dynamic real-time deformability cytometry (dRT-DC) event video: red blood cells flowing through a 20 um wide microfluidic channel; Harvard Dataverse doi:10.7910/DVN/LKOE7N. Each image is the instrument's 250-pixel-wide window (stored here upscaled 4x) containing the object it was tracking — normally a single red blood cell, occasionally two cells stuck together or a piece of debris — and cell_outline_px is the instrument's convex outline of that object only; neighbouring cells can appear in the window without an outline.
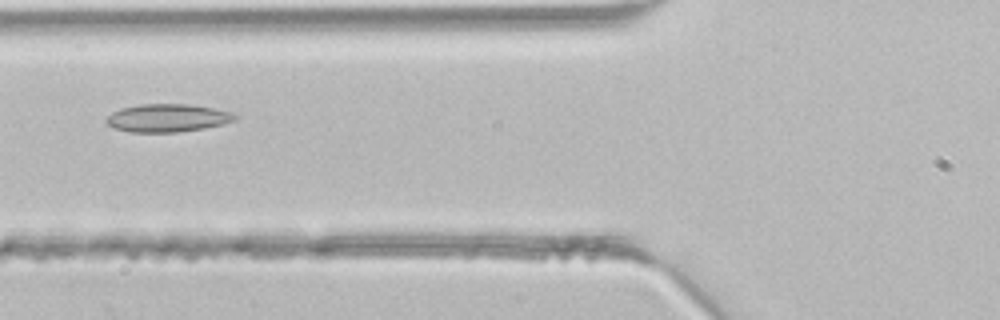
{"species": "common noctule bat (a hibernating species)", "species_latin": "Nyctalus noctula", "temperature_condition": "room temperature", "stored_images_in_passage": 7, "camera_frame_rate_fps": 3000, "um_per_image_px": 0.085, "animal": {"sex": "male", "body_mass_g": 21.5, "forearm_length_mm": 52.0}, "frame": {"image": 1, "passage_image": 6, "time_ms": 1.667, "image_size_px": [1000, 320], "cell_outline_px": [[240, 116], [236, 120], [204, 128], [180, 132], [128, 132], [116, 128], [108, 124], [104, 120], [112, 112], [120, 108], [140, 104], [188, 104], [212, 108], [232, 112]], "centroid_in_image_um": [14.24, 10.02], "position_along_channel_um": 111.6, "area_um2": 20.98}}
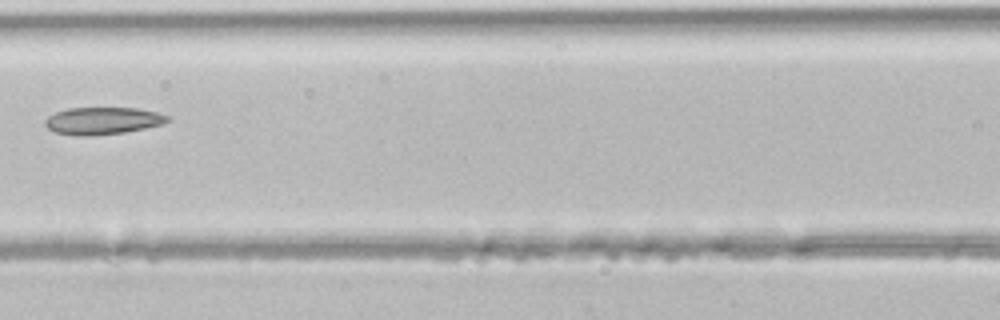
{"frame": {"image": 2, "passage_image": 7, "time_ms": 2.0, "image_size_px": [1000, 320], "cell_outline_px": [[172, 120], [164, 124], [124, 132], [84, 136], [76, 136], [56, 132], [48, 128], [44, 124], [44, 120], [48, 116], [56, 112], [68, 108], [136, 108], [156, 112], [172, 116]], "centroid_in_image_um": [8.76, 10.26], "position_along_channel_um": 157.8, "area_um2": 19.48}}